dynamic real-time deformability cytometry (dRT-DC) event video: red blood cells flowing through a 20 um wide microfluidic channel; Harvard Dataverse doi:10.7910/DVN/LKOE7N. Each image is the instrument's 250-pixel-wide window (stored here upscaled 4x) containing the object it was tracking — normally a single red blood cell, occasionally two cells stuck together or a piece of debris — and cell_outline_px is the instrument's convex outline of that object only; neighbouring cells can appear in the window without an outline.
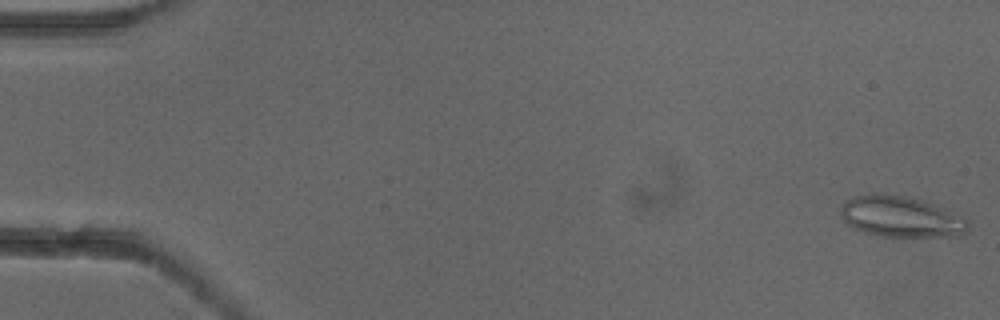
{"species": "common noctule bat (a hibernating species)", "species_latin": "Nyctalus noctula", "temperature_condition": "cold", "stored_images_in_passage": 53, "camera_frame_rate_fps": 3000, "um_per_image_px": 0.085, "animal": {"sex": "female"}, "frame": {"image": 1, "passage_image": 1, "time_ms": 0.0, "image_size_px": [1000, 320], "cell_outline_px": [[968, 232], [960, 236], [880, 236], [864, 232], [852, 228], [844, 220], [840, 212], [840, 204], [844, 200], [852, 196], [904, 196], [920, 200], [968, 220]], "centroid_in_image_um": [76.53, 18.46], "position_along_channel_um": 8.5, "area_um2": 29.48}}
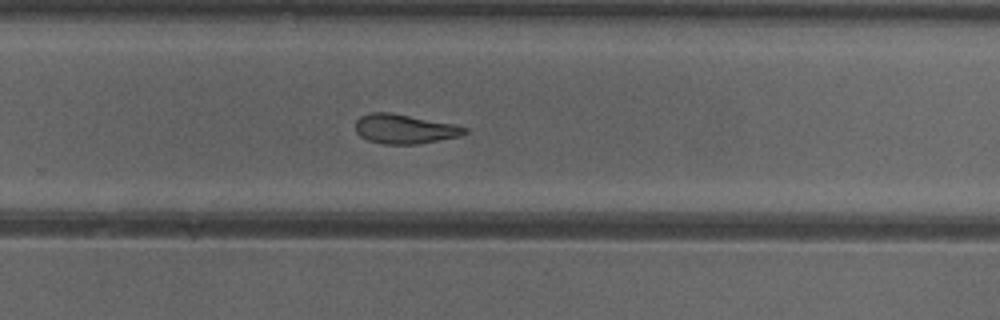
{"frame": {"image": 2, "passage_image": 35, "time_ms": 11.333, "image_size_px": [1000, 320], "cell_outline_px": [[468, 132], [460, 136], [416, 144], [384, 144], [368, 140], [360, 136], [356, 132], [356, 120], [360, 116], [368, 112], [392, 112], [456, 124], [468, 128]], "centroid_in_image_um": [34.39, 10.94], "position_along_channel_um": 295.4, "area_um2": 18.9}}
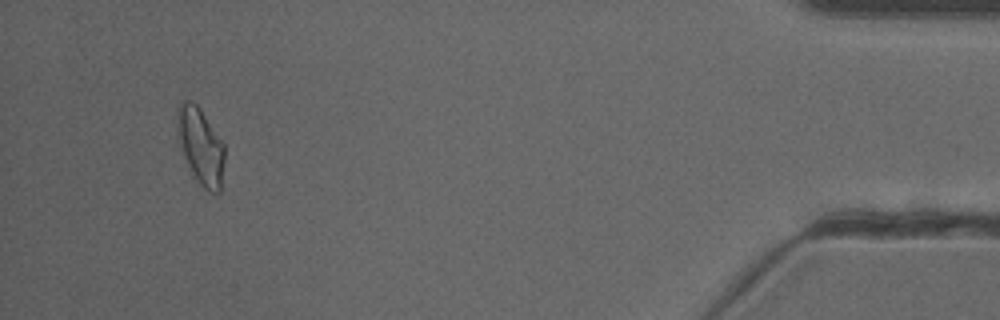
{"frame": {"image": 3, "passage_image": 50, "time_ms": 16.333, "image_size_px": [1000, 320], "cell_outline_px": [[224, 160], [220, 192], [216, 196], [208, 192], [196, 180], [184, 156], [180, 144], [176, 124], [176, 104], [180, 100], [188, 100], [196, 104], [200, 108], [224, 144]], "centroid_in_image_um": [17.04, 12.4], "position_along_channel_um": 418.2, "area_um2": 21.27}, "authors_computed_cell_mechanics": {"area_um2": 20.23, "velocity_mm_per_s": 3.8864, "shape_relaxation_time_tau1_ms": null, "shape_relaxation_time_tau2_ms": 3.477, "deformation_change_tau1": null, "deformation_change_tau2": 0.1239}}